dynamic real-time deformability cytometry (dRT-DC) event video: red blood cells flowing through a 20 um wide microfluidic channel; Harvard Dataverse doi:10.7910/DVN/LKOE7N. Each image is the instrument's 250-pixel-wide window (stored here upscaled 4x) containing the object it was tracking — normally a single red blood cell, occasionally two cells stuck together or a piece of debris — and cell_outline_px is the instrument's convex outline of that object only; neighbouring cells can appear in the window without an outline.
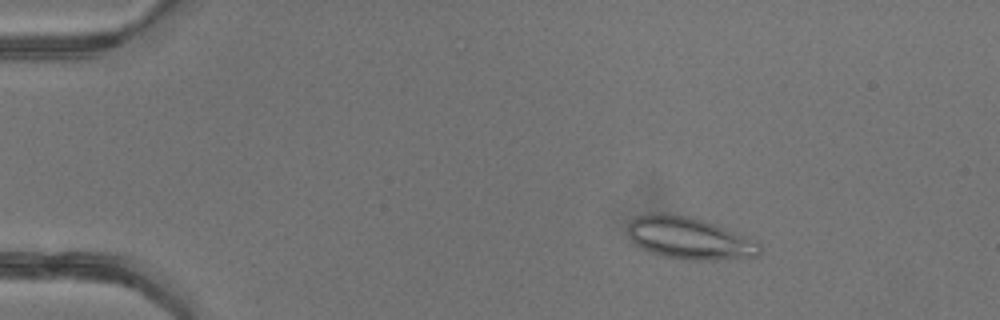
{"species": "common noctule bat (a hibernating species)", "species_latin": "Nyctalus noctula", "temperature_condition": "warm", "stored_images_in_passage": 50, "camera_frame_rate_fps": 3000, "um_per_image_px": 0.085, "animal": {"sex": "female"}, "frame": {"image": 1, "passage_image": 9, "time_ms": 2.667, "image_size_px": [1000, 320], "cell_outline_px": [[760, 252], [756, 256], [712, 260], [680, 260], [664, 256], [652, 252], [636, 244], [632, 240], [628, 232], [628, 224], [632, 220], [648, 212], [668, 212], [692, 216], [716, 224], [760, 244]], "centroid_in_image_um": [58.54, 20.22], "position_along_channel_um": 26.5, "area_um2": 32.14}}
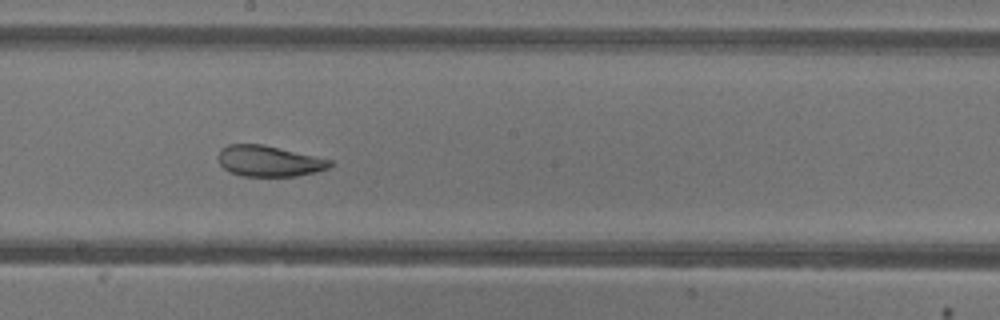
{"frame": {"image": 2, "passage_image": 29, "time_ms": 9.333, "image_size_px": [1000, 320], "cell_outline_px": [[332, 164], [328, 168], [316, 172], [296, 176], [240, 176], [228, 172], [220, 164], [216, 156], [220, 148], [228, 144], [264, 144], [316, 156], [332, 160]], "centroid_in_image_um": [22.82, 13.68], "position_along_channel_um": 225.4, "area_um2": 20.4}}
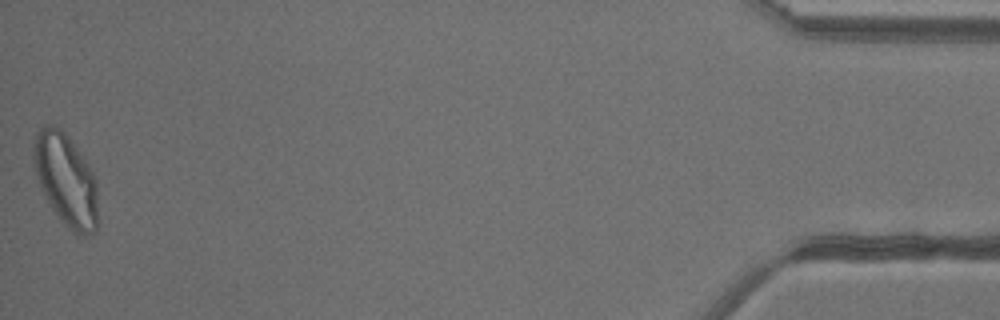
{"frame": {"image": 3, "passage_image": 50, "time_ms": 16.333, "image_size_px": [1000, 320], "cell_outline_px": [[96, 232], [84, 236], [72, 232], [60, 220], [52, 208], [40, 188], [32, 164], [32, 152], [36, 132], [40, 128], [48, 124], [52, 124], [60, 128], [68, 136], [92, 172], [96, 180]], "centroid_in_image_um": [5.55, 15.27], "position_along_channel_um": 429.7, "area_um2": 34.45}, "authors_computed_cell_mechanics": {"area_um2": 28.5821, "velocity_mm_per_s": 4.2332, "shape_relaxation_time_tau1_ms": 8.0584, "shape_relaxation_time_tau2_ms": 1.4516, "deformation_change_tau1": 0.2029, "deformation_change_tau2": 0.0656}}